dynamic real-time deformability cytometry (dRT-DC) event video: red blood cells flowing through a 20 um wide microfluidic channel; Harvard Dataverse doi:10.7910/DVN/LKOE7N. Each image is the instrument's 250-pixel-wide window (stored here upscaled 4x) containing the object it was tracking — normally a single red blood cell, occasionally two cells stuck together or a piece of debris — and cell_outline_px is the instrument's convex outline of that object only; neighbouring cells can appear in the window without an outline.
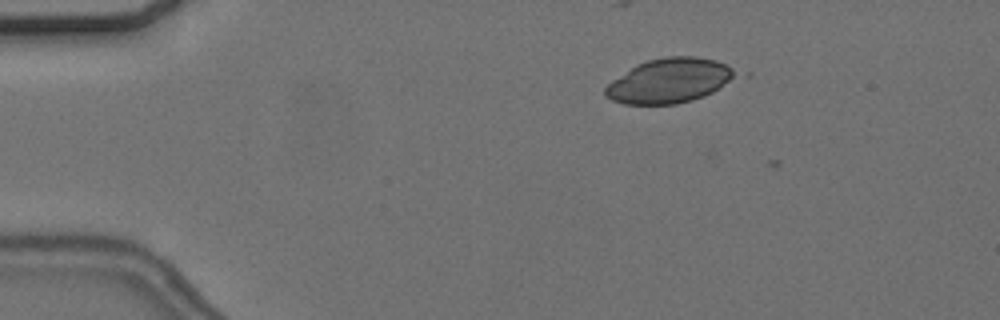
{"species": "common noctule bat (a hibernating species)", "species_latin": "Nyctalus noctula", "temperature_condition": "cold", "stored_images_in_passage": 3, "camera_frame_rate_fps": 3000, "um_per_image_px": 0.085, "animal": {"sex": "female", "body_mass_g": 24.6, "forearm_length_mm": 56.2}, "frame": {"image": 1, "passage_image": 1, "time_ms": 0.0, "image_size_px": [1000, 320], "cell_outline_px": [[740, 72], [736, 76], [720, 88], [704, 96], [692, 100], [676, 104], [624, 104], [612, 100], [604, 96], [604, 88], [612, 80], [636, 64], [648, 60], [668, 56], [696, 56], [716, 60]], "centroid_in_image_um": [56.89, 6.86], "position_along_channel_um": 28.1, "area_um2": 33.87}}